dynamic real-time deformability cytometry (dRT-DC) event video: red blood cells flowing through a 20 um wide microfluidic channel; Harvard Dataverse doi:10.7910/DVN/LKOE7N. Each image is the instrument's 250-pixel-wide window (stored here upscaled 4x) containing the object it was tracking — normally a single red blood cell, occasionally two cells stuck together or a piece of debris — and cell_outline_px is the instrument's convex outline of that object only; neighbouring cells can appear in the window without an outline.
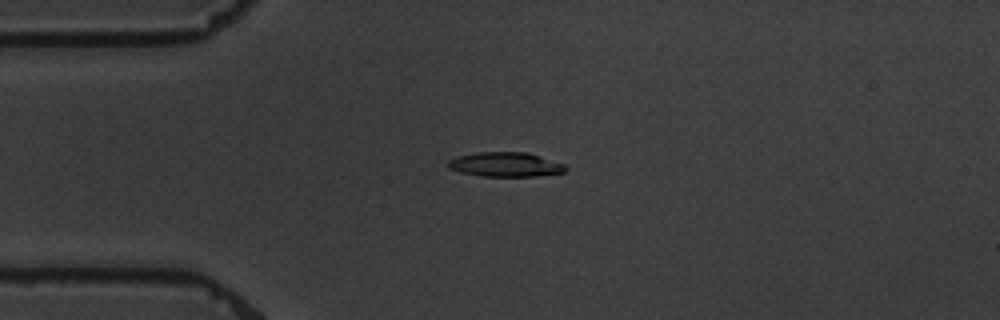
{"species": "common noctule bat (a hibernating species)", "species_latin": "Nyctalus noctula", "temperature_condition": "warm", "stored_images_in_passage": 5, "camera_frame_rate_fps": 3000, "um_per_image_px": 0.085, "animal": {"sex": "male", "body_mass_g": 19.5, "forearm_length_mm": 54.6}, "frame": {"image": 1, "passage_image": 1, "time_ms": 0.0, "image_size_px": [1000, 320], "cell_outline_px": [[568, 168], [564, 172], [536, 176], [480, 176], [460, 172], [448, 168], [448, 160], [456, 156], [476, 152], [528, 152], [564, 164]], "centroid_in_image_um": [42.94, 13.98], "position_along_channel_um": 42.1, "area_um2": 16.82}}
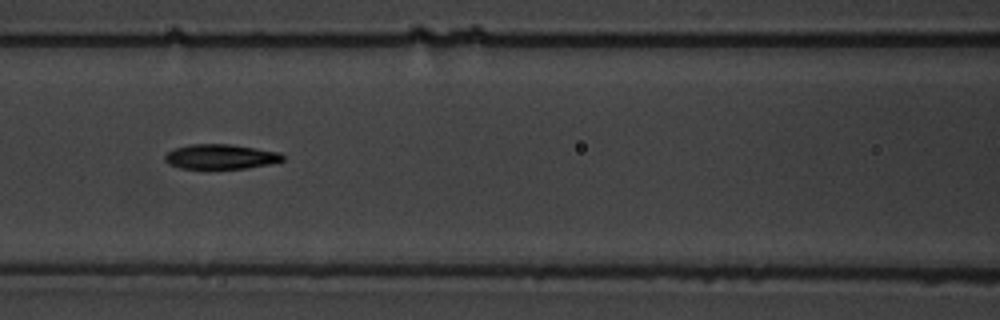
{"frame": {"image": 2, "passage_image": 4, "time_ms": 3.667, "image_size_px": [1000, 320], "cell_outline_px": [[284, 160], [268, 164], [248, 168], [180, 168], [168, 164], [164, 160], [164, 156], [168, 152], [176, 148], [192, 144], [232, 144], [280, 152], [284, 156]], "centroid_in_image_um": [18.76, 13.31], "position_along_channel_um": 147.8, "area_um2": 16.94}}
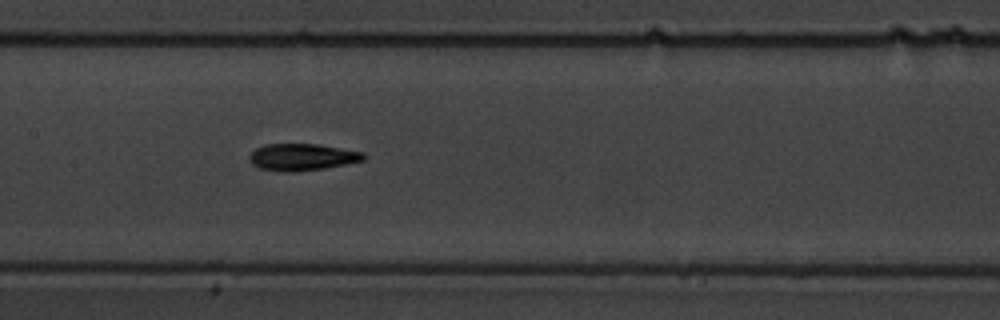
{"frame": {"image": 3, "passage_image": 5, "time_ms": 4.667, "image_size_px": [1000, 320], "cell_outline_px": [[364, 160], [324, 168], [296, 172], [284, 172], [260, 168], [252, 164], [248, 160], [248, 156], [256, 148], [264, 144], [320, 144], [364, 152]], "centroid_in_image_um": [25.65, 13.35], "position_along_channel_um": 181.8, "area_um2": 17.92}}